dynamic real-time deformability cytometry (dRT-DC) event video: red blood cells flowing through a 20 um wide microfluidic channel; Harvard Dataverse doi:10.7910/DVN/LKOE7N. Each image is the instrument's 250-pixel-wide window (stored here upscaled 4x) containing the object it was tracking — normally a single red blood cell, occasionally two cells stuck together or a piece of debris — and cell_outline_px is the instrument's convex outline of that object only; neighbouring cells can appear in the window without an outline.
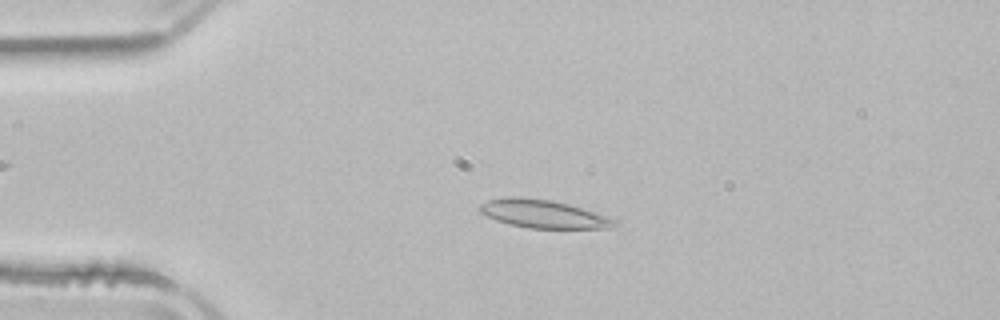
{"species": "common noctule bat (a hibernating species)", "species_latin": "Nyctalus noctula", "temperature_condition": "room temperature", "stored_images_in_passage": 49, "camera_frame_rate_fps": 3000, "um_per_image_px": 0.085, "animal": {"sex": "male", "body_mass_g": 21.5, "forearm_length_mm": 52.0}, "frame": {"image": 1, "passage_image": 11, "time_ms": 3.333, "image_size_px": [1000, 320], "cell_outline_px": [[620, 224], [608, 228], [528, 228], [508, 224], [496, 220], [480, 212], [480, 204], [488, 200], [512, 196], [520, 196], [552, 200], [568, 204], [608, 216], [620, 220]], "centroid_in_image_um": [46.22, 18.18], "position_along_channel_um": 38.8, "area_um2": 22.2}}
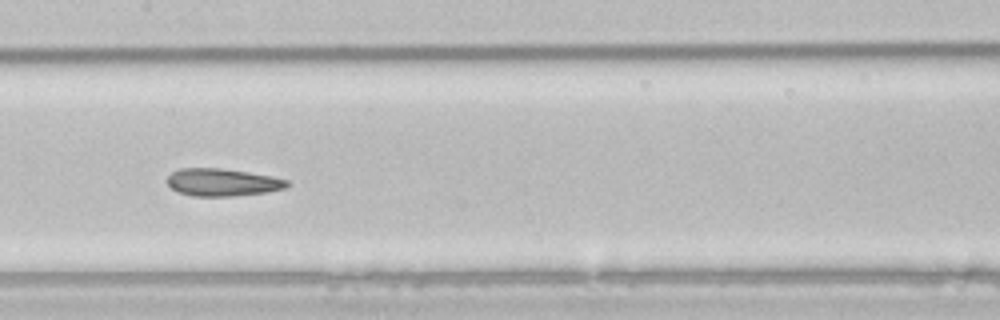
{"frame": {"image": 2, "passage_image": 25, "time_ms": 8.0, "image_size_px": [1000, 320], "cell_outline_px": [[292, 184], [284, 188], [268, 192], [236, 196], [192, 196], [176, 192], [168, 184], [168, 176], [172, 172], [180, 168], [220, 168], [248, 172], [272, 176], [288, 180]], "centroid_in_image_um": [18.92, 15.5], "position_along_channel_um": 188.5, "area_um2": 19.36}}
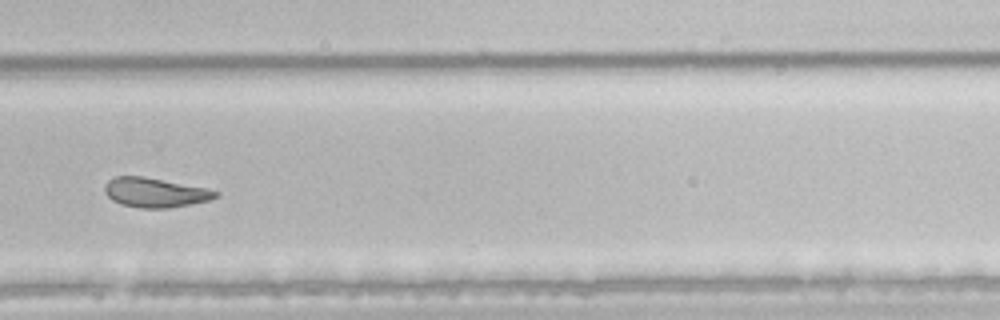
{"frame": {"image": 3, "passage_image": 35, "time_ms": 11.333, "image_size_px": [1000, 320], "cell_outline_px": [[220, 196], [208, 200], [192, 204], [168, 208], [140, 208], [120, 204], [112, 200], [104, 192], [104, 184], [108, 180], [116, 176], [144, 176], [208, 188], [220, 192]], "centroid_in_image_um": [13.19, 16.36], "position_along_channel_um": 316.6, "area_um2": 19.31}, "authors_computed_cell_mechanics": {"area_um2": 21.6172, "velocity_mm_per_s": 3.8694, "shape_relaxation_time_tau1_ms": 6.1079, "shape_relaxation_time_tau2_ms": 2.8461, "deformation_change_tau1": 0.1537, "deformation_change_tau2": 0.0896}}